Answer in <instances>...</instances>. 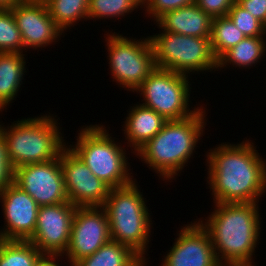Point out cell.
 I'll return each mask as SVG.
<instances>
[{"label":"cell","instance_id":"6da1fadb","mask_svg":"<svg viewBox=\"0 0 266 266\" xmlns=\"http://www.w3.org/2000/svg\"><path fill=\"white\" fill-rule=\"evenodd\" d=\"M254 143L218 145L207 155V182L214 203H252L266 191V162ZM255 146V147H254Z\"/></svg>","mask_w":266,"mask_h":266},{"label":"cell","instance_id":"7a4b0ae2","mask_svg":"<svg viewBox=\"0 0 266 266\" xmlns=\"http://www.w3.org/2000/svg\"><path fill=\"white\" fill-rule=\"evenodd\" d=\"M215 206L208 220L199 222L210 235L217 260L222 266H254L261 229L258 202Z\"/></svg>","mask_w":266,"mask_h":266},{"label":"cell","instance_id":"3957f363","mask_svg":"<svg viewBox=\"0 0 266 266\" xmlns=\"http://www.w3.org/2000/svg\"><path fill=\"white\" fill-rule=\"evenodd\" d=\"M206 111L203 107L181 120L167 121L163 129L144 144L135 155L159 174L171 180L181 171L198 147L205 129ZM204 128V129H203ZM196 147V148H195ZM187 162V163H186Z\"/></svg>","mask_w":266,"mask_h":266},{"label":"cell","instance_id":"277c9868","mask_svg":"<svg viewBox=\"0 0 266 266\" xmlns=\"http://www.w3.org/2000/svg\"><path fill=\"white\" fill-rule=\"evenodd\" d=\"M15 122L7 129L0 125V133L6 140L8 156L14 168L60 157L66 143L54 116L46 114Z\"/></svg>","mask_w":266,"mask_h":266},{"label":"cell","instance_id":"5b68a950","mask_svg":"<svg viewBox=\"0 0 266 266\" xmlns=\"http://www.w3.org/2000/svg\"><path fill=\"white\" fill-rule=\"evenodd\" d=\"M143 196L136 181H133L126 186L110 189L102 207L109 221L111 240L131 247L146 261L144 254L153 223Z\"/></svg>","mask_w":266,"mask_h":266},{"label":"cell","instance_id":"8992f818","mask_svg":"<svg viewBox=\"0 0 266 266\" xmlns=\"http://www.w3.org/2000/svg\"><path fill=\"white\" fill-rule=\"evenodd\" d=\"M105 128L97 124L81 128L76 145L68 146L111 189L131 184L134 179L128 172L126 150L114 142Z\"/></svg>","mask_w":266,"mask_h":266},{"label":"cell","instance_id":"52a82bcc","mask_svg":"<svg viewBox=\"0 0 266 266\" xmlns=\"http://www.w3.org/2000/svg\"><path fill=\"white\" fill-rule=\"evenodd\" d=\"M149 38L157 68L187 76L195 71L219 70L210 37H193L163 31Z\"/></svg>","mask_w":266,"mask_h":266},{"label":"cell","instance_id":"ba28073f","mask_svg":"<svg viewBox=\"0 0 266 266\" xmlns=\"http://www.w3.org/2000/svg\"><path fill=\"white\" fill-rule=\"evenodd\" d=\"M188 81L187 75L156 67L136 92L143 95L145 102L141 105L153 109L167 121L181 120L199 108H189L191 87Z\"/></svg>","mask_w":266,"mask_h":266},{"label":"cell","instance_id":"9c48e42d","mask_svg":"<svg viewBox=\"0 0 266 266\" xmlns=\"http://www.w3.org/2000/svg\"><path fill=\"white\" fill-rule=\"evenodd\" d=\"M116 34L107 35L105 40L112 78L134 92L156 68L152 44L149 36L139 41Z\"/></svg>","mask_w":266,"mask_h":266},{"label":"cell","instance_id":"30bf717a","mask_svg":"<svg viewBox=\"0 0 266 266\" xmlns=\"http://www.w3.org/2000/svg\"><path fill=\"white\" fill-rule=\"evenodd\" d=\"M111 240L109 221L102 206L76 207L66 252L70 266L94 254Z\"/></svg>","mask_w":266,"mask_h":266},{"label":"cell","instance_id":"8fae6325","mask_svg":"<svg viewBox=\"0 0 266 266\" xmlns=\"http://www.w3.org/2000/svg\"><path fill=\"white\" fill-rule=\"evenodd\" d=\"M60 161L69 202L76 207L103 206L111 188L69 146L61 152Z\"/></svg>","mask_w":266,"mask_h":266},{"label":"cell","instance_id":"7c38bea8","mask_svg":"<svg viewBox=\"0 0 266 266\" xmlns=\"http://www.w3.org/2000/svg\"><path fill=\"white\" fill-rule=\"evenodd\" d=\"M15 184L27 192L39 206L69 202L60 157L15 168Z\"/></svg>","mask_w":266,"mask_h":266},{"label":"cell","instance_id":"4fadbf2b","mask_svg":"<svg viewBox=\"0 0 266 266\" xmlns=\"http://www.w3.org/2000/svg\"><path fill=\"white\" fill-rule=\"evenodd\" d=\"M76 206L70 202L40 206L29 239L43 255L62 256L68 247Z\"/></svg>","mask_w":266,"mask_h":266},{"label":"cell","instance_id":"5bb4252c","mask_svg":"<svg viewBox=\"0 0 266 266\" xmlns=\"http://www.w3.org/2000/svg\"><path fill=\"white\" fill-rule=\"evenodd\" d=\"M21 32L24 50L45 47L56 41L63 30L52 19L43 0H26L9 8Z\"/></svg>","mask_w":266,"mask_h":266},{"label":"cell","instance_id":"9a60e30c","mask_svg":"<svg viewBox=\"0 0 266 266\" xmlns=\"http://www.w3.org/2000/svg\"><path fill=\"white\" fill-rule=\"evenodd\" d=\"M164 258L161 266H222L217 260L210 235L199 220L181 228Z\"/></svg>","mask_w":266,"mask_h":266},{"label":"cell","instance_id":"2e32d148","mask_svg":"<svg viewBox=\"0 0 266 266\" xmlns=\"http://www.w3.org/2000/svg\"><path fill=\"white\" fill-rule=\"evenodd\" d=\"M0 201L6 222V227L0 231V239L29 240L35 231L40 206L15 183L0 194Z\"/></svg>","mask_w":266,"mask_h":266},{"label":"cell","instance_id":"e0dca14e","mask_svg":"<svg viewBox=\"0 0 266 266\" xmlns=\"http://www.w3.org/2000/svg\"><path fill=\"white\" fill-rule=\"evenodd\" d=\"M213 19L196 4L165 12L156 22L162 31L210 37Z\"/></svg>","mask_w":266,"mask_h":266},{"label":"cell","instance_id":"ac0fdd59","mask_svg":"<svg viewBox=\"0 0 266 266\" xmlns=\"http://www.w3.org/2000/svg\"><path fill=\"white\" fill-rule=\"evenodd\" d=\"M134 107V108H133ZM124 123V135L136 153L144 144L159 133L167 120L153 109L143 105L133 106Z\"/></svg>","mask_w":266,"mask_h":266},{"label":"cell","instance_id":"d6986e66","mask_svg":"<svg viewBox=\"0 0 266 266\" xmlns=\"http://www.w3.org/2000/svg\"><path fill=\"white\" fill-rule=\"evenodd\" d=\"M24 59L23 53H0V111L17 96L26 72Z\"/></svg>","mask_w":266,"mask_h":266},{"label":"cell","instance_id":"ffe728a7","mask_svg":"<svg viewBox=\"0 0 266 266\" xmlns=\"http://www.w3.org/2000/svg\"><path fill=\"white\" fill-rule=\"evenodd\" d=\"M146 263L131 247L110 240L73 266H145Z\"/></svg>","mask_w":266,"mask_h":266},{"label":"cell","instance_id":"44dd1931","mask_svg":"<svg viewBox=\"0 0 266 266\" xmlns=\"http://www.w3.org/2000/svg\"><path fill=\"white\" fill-rule=\"evenodd\" d=\"M266 42L263 37H245L237 45L229 49L219 60L218 68L228 64L235 67L250 68L257 64L266 52Z\"/></svg>","mask_w":266,"mask_h":266},{"label":"cell","instance_id":"7402d4cb","mask_svg":"<svg viewBox=\"0 0 266 266\" xmlns=\"http://www.w3.org/2000/svg\"><path fill=\"white\" fill-rule=\"evenodd\" d=\"M43 256L29 240L0 239V266H36Z\"/></svg>","mask_w":266,"mask_h":266},{"label":"cell","instance_id":"603a6c76","mask_svg":"<svg viewBox=\"0 0 266 266\" xmlns=\"http://www.w3.org/2000/svg\"><path fill=\"white\" fill-rule=\"evenodd\" d=\"M50 16L63 30L74 26L82 18L88 20L89 0H43Z\"/></svg>","mask_w":266,"mask_h":266},{"label":"cell","instance_id":"cb8c5ba5","mask_svg":"<svg viewBox=\"0 0 266 266\" xmlns=\"http://www.w3.org/2000/svg\"><path fill=\"white\" fill-rule=\"evenodd\" d=\"M245 37L243 32L238 30L228 16L213 19L210 43L217 60Z\"/></svg>","mask_w":266,"mask_h":266},{"label":"cell","instance_id":"d4e9b609","mask_svg":"<svg viewBox=\"0 0 266 266\" xmlns=\"http://www.w3.org/2000/svg\"><path fill=\"white\" fill-rule=\"evenodd\" d=\"M140 5H143L142 0H89L88 20L121 18L138 9Z\"/></svg>","mask_w":266,"mask_h":266},{"label":"cell","instance_id":"484cf974","mask_svg":"<svg viewBox=\"0 0 266 266\" xmlns=\"http://www.w3.org/2000/svg\"><path fill=\"white\" fill-rule=\"evenodd\" d=\"M23 39L9 8H0V53H22Z\"/></svg>","mask_w":266,"mask_h":266},{"label":"cell","instance_id":"4316f807","mask_svg":"<svg viewBox=\"0 0 266 266\" xmlns=\"http://www.w3.org/2000/svg\"><path fill=\"white\" fill-rule=\"evenodd\" d=\"M227 16L246 37L266 36V27L237 2L233 4Z\"/></svg>","mask_w":266,"mask_h":266},{"label":"cell","instance_id":"83f0119b","mask_svg":"<svg viewBox=\"0 0 266 266\" xmlns=\"http://www.w3.org/2000/svg\"><path fill=\"white\" fill-rule=\"evenodd\" d=\"M146 13L156 21L165 12L196 3V0H142Z\"/></svg>","mask_w":266,"mask_h":266},{"label":"cell","instance_id":"f1b7e54d","mask_svg":"<svg viewBox=\"0 0 266 266\" xmlns=\"http://www.w3.org/2000/svg\"><path fill=\"white\" fill-rule=\"evenodd\" d=\"M13 183H15V168L8 156L6 140L0 133V194Z\"/></svg>","mask_w":266,"mask_h":266},{"label":"cell","instance_id":"f546056e","mask_svg":"<svg viewBox=\"0 0 266 266\" xmlns=\"http://www.w3.org/2000/svg\"><path fill=\"white\" fill-rule=\"evenodd\" d=\"M236 0H196V5L212 19L227 16Z\"/></svg>","mask_w":266,"mask_h":266},{"label":"cell","instance_id":"4dcf8cb0","mask_svg":"<svg viewBox=\"0 0 266 266\" xmlns=\"http://www.w3.org/2000/svg\"><path fill=\"white\" fill-rule=\"evenodd\" d=\"M266 27V0H236Z\"/></svg>","mask_w":266,"mask_h":266},{"label":"cell","instance_id":"1f68e13d","mask_svg":"<svg viewBox=\"0 0 266 266\" xmlns=\"http://www.w3.org/2000/svg\"><path fill=\"white\" fill-rule=\"evenodd\" d=\"M58 257L60 256L44 255L36 266H60V264L56 262Z\"/></svg>","mask_w":266,"mask_h":266},{"label":"cell","instance_id":"d6a6232c","mask_svg":"<svg viewBox=\"0 0 266 266\" xmlns=\"http://www.w3.org/2000/svg\"><path fill=\"white\" fill-rule=\"evenodd\" d=\"M25 1L26 0H0V8H10Z\"/></svg>","mask_w":266,"mask_h":266}]
</instances>
